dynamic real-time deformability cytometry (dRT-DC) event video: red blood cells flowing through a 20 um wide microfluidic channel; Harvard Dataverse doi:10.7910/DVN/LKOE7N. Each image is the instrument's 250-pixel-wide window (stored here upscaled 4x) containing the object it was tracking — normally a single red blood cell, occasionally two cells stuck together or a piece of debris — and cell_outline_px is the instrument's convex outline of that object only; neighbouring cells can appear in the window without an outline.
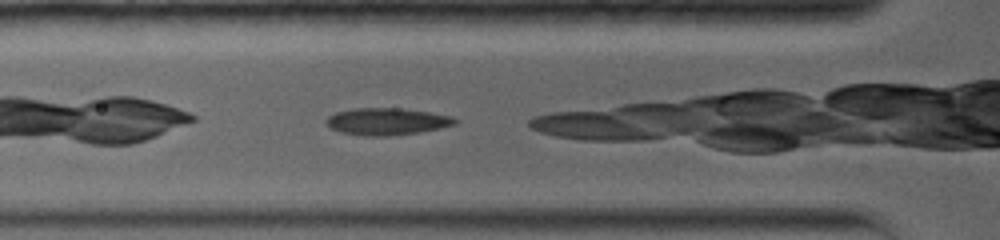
{"species": "common noctule bat (a hibernating species)", "species_latin": "Nyctalus noctula", "temperature_condition": "warm", "stored_images_in_passage": 30, "camera_frame_rate_fps": 5000, "um_per_image_px": 0.085, "animal": {"sex": "female", "body_mass_g": 19.0, "forearm_length_mm": 56.7}, "frame": {"image": 1, "passage_image": 3, "time_ms": 0.8, "image_size_px": [1000, 240], "cell_outline_px": [[456, 124], [440, 128], [416, 132], [388, 136], [364, 136], [340, 132], [324, 124], [324, 120], [328, 116], [336, 112], [356, 108], [400, 108], [428, 112], [452, 116], [456, 120]], "centroid_in_image_um": [32.83, 10.32], "position_along_channel_um": 93.0, "area_um2": 20.17}}
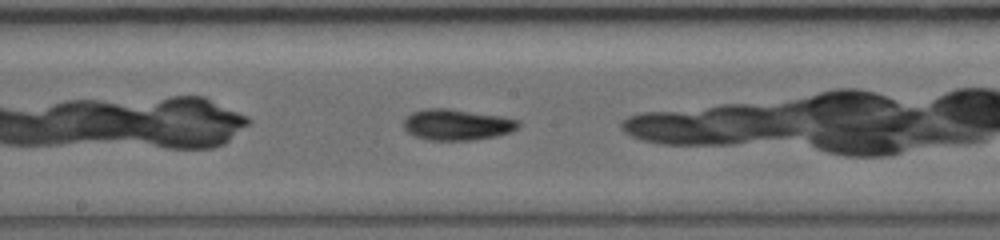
{"frame": {"image": 2, "passage_image": 12, "time_ms": 3.8, "image_size_px": [1000, 240], "cell_outline_px": [[520, 128], [512, 132], [496, 136], [472, 140], [428, 140], [416, 136], [408, 132], [404, 128], [404, 120], [412, 112], [424, 108], [448, 108], [504, 116], [520, 120]], "centroid_in_image_um": [38.9, 10.59], "position_along_channel_um": 209.3, "area_um2": 20.98}}
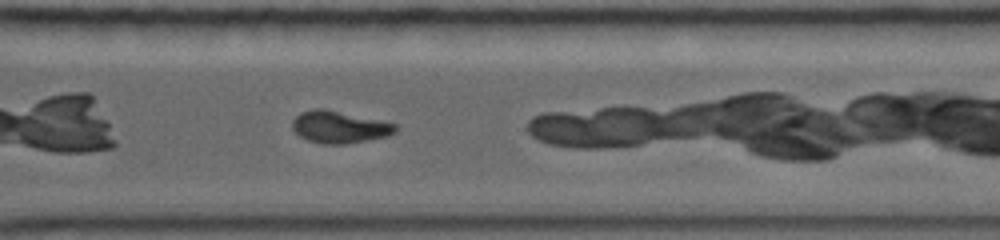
{"frame": {"image": 3, "passage_image": 21, "time_ms": 7.2, "image_size_px": [1000, 240], "cell_outline_px": [[400, 128], [396, 132], [388, 136], [368, 140], [344, 144], [320, 144], [308, 140], [300, 136], [292, 128], [292, 120], [300, 112], [312, 108], [324, 108], [396, 124]], "centroid_in_image_um": [28.84, 10.8], "position_along_channel_um": 341.8, "area_um2": 19.36}}